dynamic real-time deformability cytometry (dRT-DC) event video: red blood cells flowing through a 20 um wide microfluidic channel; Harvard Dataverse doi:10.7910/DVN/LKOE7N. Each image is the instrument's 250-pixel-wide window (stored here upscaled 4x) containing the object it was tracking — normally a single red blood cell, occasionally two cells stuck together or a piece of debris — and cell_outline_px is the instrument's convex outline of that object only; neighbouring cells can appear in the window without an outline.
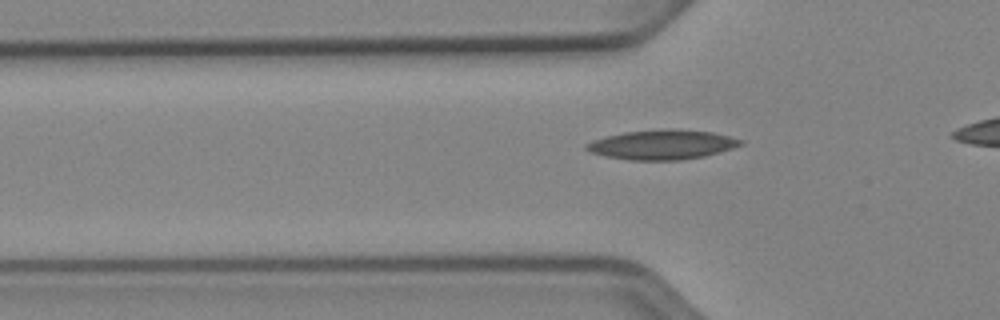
{"species": "Egyptian fruit bat (a non-hibernating species)", "species_latin": "Rousettus aegyptiacus", "temperature_condition": "cold", "stored_images_in_passage": 31, "camera_frame_rate_fps": 3000, "um_per_image_px": 0.085, "animal": {"sex": "female"}, "frame": {"image": 1, "passage_image": 6, "time_ms": 1.667, "image_size_px": [1000, 320], "cell_outline_px": [[744, 144], [720, 152], [704, 156], [680, 160], [628, 160], [604, 156], [588, 152], [584, 148], [584, 144], [592, 140], [604, 136], [624, 132], [660, 128], [664, 128], [712, 132], [744, 140]], "centroid_in_image_um": [56.22, 12.29], "position_along_channel_um": 69.6, "area_um2": 26.93}}
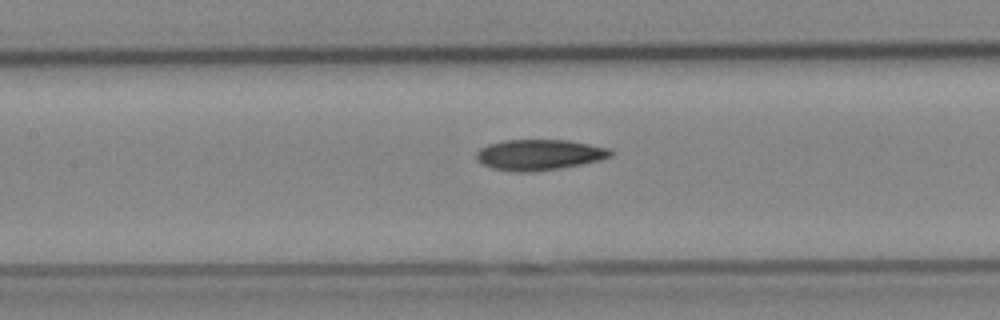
{"frame": {"image": 2, "passage_image": 13, "time_ms": 4.0, "image_size_px": [1000, 320], "cell_outline_px": [[612, 156], [600, 160], [580, 164], [556, 168], [528, 172], [516, 172], [492, 168], [476, 160], [476, 152], [480, 148], [488, 144], [504, 140], [568, 140], [608, 148], [612, 152]], "centroid_in_image_um": [45.79, 13.14], "position_along_channel_um": 161.6, "area_um2": 23.76}}
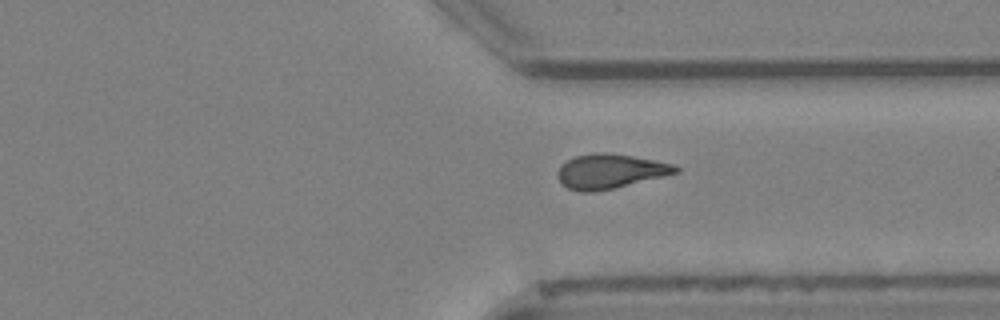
{"frame": {"image": 3, "passage_image": 28, "time_ms": 9.0, "image_size_px": [1000, 320], "cell_outline_px": [[680, 172], [664, 176], [612, 188], [592, 192], [580, 192], [568, 188], [556, 176], [556, 172], [560, 164], [576, 156], [596, 152], [604, 152], [632, 156], [672, 164], [680, 168]], "centroid_in_image_um": [51.82, 14.55], "position_along_channel_um": 359.6, "area_um2": 23.47}}